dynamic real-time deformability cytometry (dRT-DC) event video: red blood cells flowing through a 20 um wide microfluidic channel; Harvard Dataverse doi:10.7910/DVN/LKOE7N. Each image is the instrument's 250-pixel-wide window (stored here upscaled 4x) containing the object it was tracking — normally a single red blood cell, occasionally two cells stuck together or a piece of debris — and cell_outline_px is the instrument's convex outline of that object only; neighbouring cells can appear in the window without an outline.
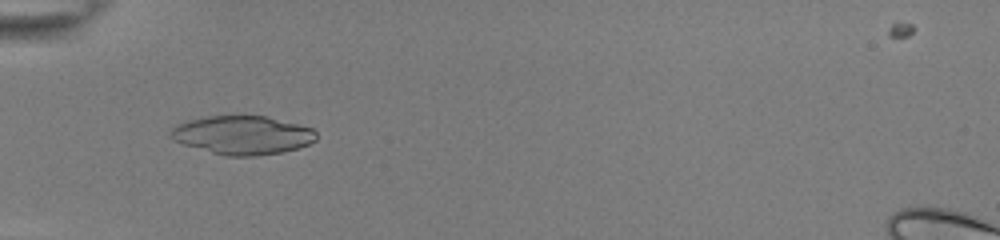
{"species": "common noctule bat (a hibernating species)", "species_latin": "Nyctalus noctula", "temperature_condition": "room temperature", "stored_images_in_passage": 54, "camera_frame_rate_fps": 3000, "um_per_image_px": 0.085, "animal": {"sex": "female", "body_mass_g": 22.0, "forearm_length_mm": 56.7}, "frame": {"image": 1, "passage_image": 20, "time_ms": 6.333, "image_size_px": [1000, 240], "cell_outline_px": [[316, 140], [308, 144], [296, 148], [280, 152], [256, 156], [224, 156], [184, 144], [168, 136], [168, 132], [176, 124], [188, 120], [208, 116], [268, 116], [312, 128], [316, 132]], "centroid_in_image_um": [20.59, 11.48], "position_along_channel_um": 64.4, "area_um2": 32.66}}
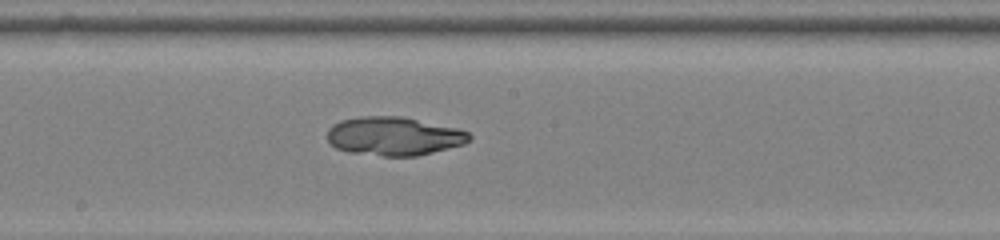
{"frame": {"image": 2, "passage_image": 32, "time_ms": 10.333, "image_size_px": [1000, 240], "cell_outline_px": [[472, 140], [464, 144], [416, 156], [384, 156], [348, 152], [336, 148], [328, 140], [328, 128], [332, 124], [340, 120], [360, 116], [400, 116], [456, 128], [468, 132], [472, 136]], "centroid_in_image_um": [33.46, 11.57], "position_along_channel_um": 214.7, "area_um2": 31.91}}
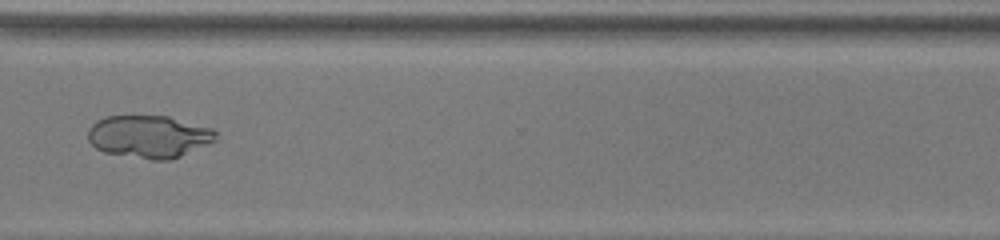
{"frame": {"image": 3, "passage_image": 43, "time_ms": 14.0, "image_size_px": [1000, 240], "cell_outline_px": [[216, 140], [172, 160], [152, 160], [104, 152], [96, 148], [88, 140], [88, 128], [96, 120], [104, 116], [168, 116], [212, 128], [216, 132]], "centroid_in_image_um": [12.64, 11.6], "position_along_channel_um": 358.0, "area_um2": 31.73}}